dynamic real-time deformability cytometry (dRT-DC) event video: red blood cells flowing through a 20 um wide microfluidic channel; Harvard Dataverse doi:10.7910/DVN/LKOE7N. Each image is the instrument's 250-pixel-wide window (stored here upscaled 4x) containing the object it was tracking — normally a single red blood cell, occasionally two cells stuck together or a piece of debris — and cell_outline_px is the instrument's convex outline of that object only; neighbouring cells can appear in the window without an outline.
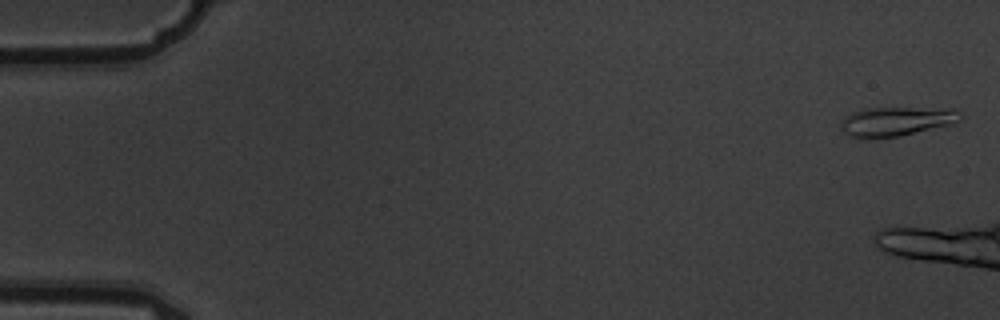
{"species": "common noctule bat (a hibernating species)", "species_latin": "Nyctalus noctula", "temperature_condition": "warm", "stored_images_in_passage": 4, "camera_frame_rate_fps": 3000, "um_per_image_px": 0.085, "animal": {"sex": "male", "body_mass_g": 19.5, "forearm_length_mm": 54.6}, "frame": {"image": 1, "passage_image": 1, "time_ms": 0.0, "image_size_px": [1000, 320], "cell_outline_px": [[964, 116], [956, 124], [900, 136], [872, 140], [860, 140], [848, 136], [840, 128], [840, 124], [844, 116], [852, 112], [864, 108], [952, 108], [964, 112]], "centroid_in_image_um": [76.2, 10.34], "position_along_channel_um": 8.8, "area_um2": 21.39}}